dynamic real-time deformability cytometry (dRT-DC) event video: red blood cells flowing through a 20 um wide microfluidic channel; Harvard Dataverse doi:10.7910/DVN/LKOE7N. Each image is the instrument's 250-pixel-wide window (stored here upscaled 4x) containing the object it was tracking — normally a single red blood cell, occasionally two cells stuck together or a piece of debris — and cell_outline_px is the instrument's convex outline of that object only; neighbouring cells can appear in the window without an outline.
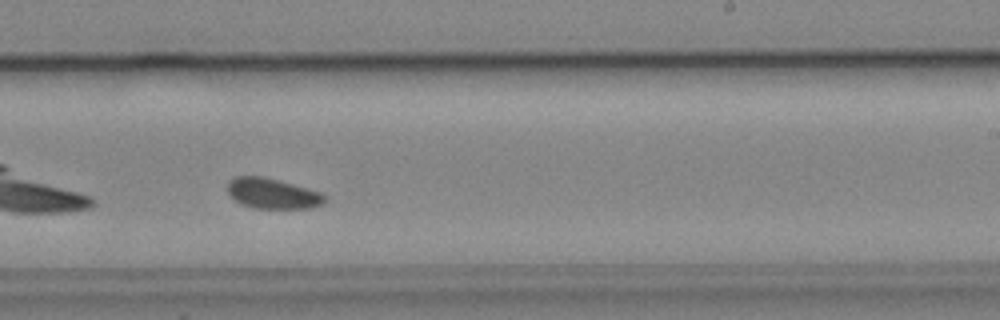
{"species": "common noctule bat (a hibernating species)", "species_latin": "Nyctalus noctula", "temperature_condition": "cold", "stored_images_in_passage": 38, "camera_frame_rate_fps": 3000, "um_per_image_px": 0.085, "animal": {"sex": "male", "body_mass_g": 19.2, "forearm_length_mm": 51.8}, "frame": {"image": 1, "passage_image": 17, "time_ms": 5.333, "image_size_px": [1000, 320], "cell_outline_px": [[324, 204], [312, 208], [252, 208], [240, 204], [228, 192], [228, 180], [236, 176], [264, 176], [320, 192], [324, 196]], "centroid_in_image_um": [23.14, 16.45], "position_along_channel_um": 265.9, "area_um2": 17.11}}